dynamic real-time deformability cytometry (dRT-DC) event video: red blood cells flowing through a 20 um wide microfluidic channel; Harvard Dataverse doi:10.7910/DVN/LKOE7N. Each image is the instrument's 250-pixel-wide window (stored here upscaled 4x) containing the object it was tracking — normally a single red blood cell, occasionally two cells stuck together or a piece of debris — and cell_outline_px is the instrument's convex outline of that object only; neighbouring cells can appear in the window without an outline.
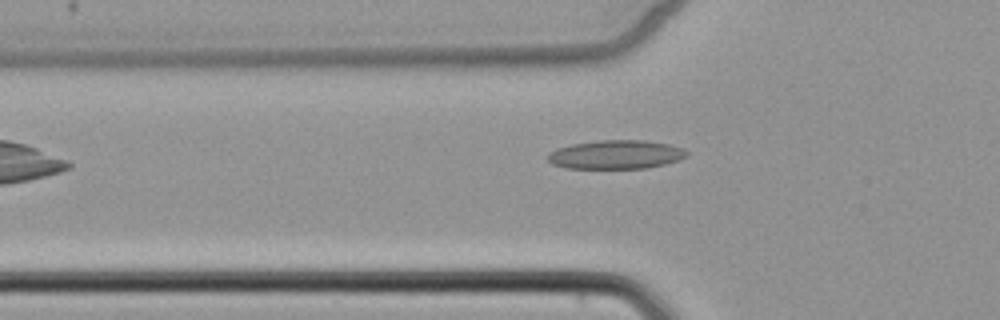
{"species": "common noctule bat (a hibernating species)", "species_latin": "Nyctalus noctula", "temperature_condition": "cold", "stored_images_in_passage": 5, "camera_frame_rate_fps": 3000, "um_per_image_px": 0.085, "animal": {"sex": "female", "body_mass_g": 22.7, "forearm_length_mm": 54.2}, "frame": {"image": 1, "passage_image": 5, "time_ms": 5.0, "image_size_px": [1000, 320], "cell_outline_px": [[688, 156], [664, 164], [648, 168], [564, 168], [552, 164], [544, 156], [548, 152], [556, 148], [572, 144], [600, 140], [644, 140], [668, 144], [684, 148], [688, 152]], "centroid_in_image_um": [52.3, 13.13], "position_along_channel_um": 73.5, "area_um2": 23.47}}